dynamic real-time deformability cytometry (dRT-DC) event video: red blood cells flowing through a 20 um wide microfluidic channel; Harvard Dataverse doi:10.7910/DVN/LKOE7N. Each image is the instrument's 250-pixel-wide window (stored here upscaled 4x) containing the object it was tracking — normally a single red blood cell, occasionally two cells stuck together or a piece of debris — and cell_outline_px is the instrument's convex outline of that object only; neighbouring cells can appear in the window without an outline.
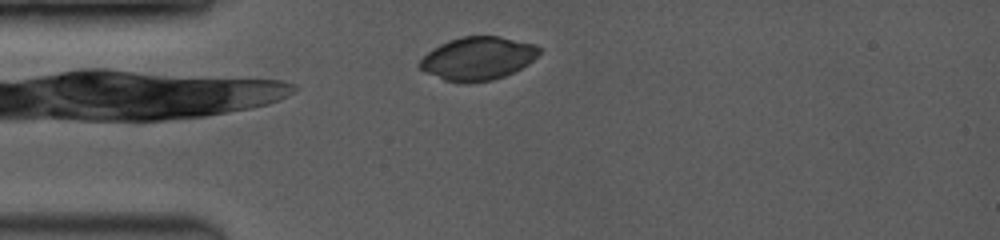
{"species": "common noctule bat (a hibernating species)", "species_latin": "Nyctalus noctula", "temperature_condition": "room temperature", "stored_images_in_passage": 10, "camera_frame_rate_fps": 3500, "um_per_image_px": 0.085, "animal": {"sex": "female", "body_mass_g": 19.0, "forearm_length_mm": 53.3}, "frame": {"image": 1, "passage_image": 4, "time_ms": 0.857, "image_size_px": [1000, 240], "cell_outline_px": [[540, 52], [528, 64], [504, 76], [492, 80], [468, 84], [460, 84], [444, 80], [424, 72], [420, 68], [420, 60], [432, 48], [448, 40], [460, 36], [500, 36], [532, 44], [540, 48]], "centroid_in_image_um": [40.57, 4.98], "position_along_channel_um": 44.4, "area_um2": 30.11}}